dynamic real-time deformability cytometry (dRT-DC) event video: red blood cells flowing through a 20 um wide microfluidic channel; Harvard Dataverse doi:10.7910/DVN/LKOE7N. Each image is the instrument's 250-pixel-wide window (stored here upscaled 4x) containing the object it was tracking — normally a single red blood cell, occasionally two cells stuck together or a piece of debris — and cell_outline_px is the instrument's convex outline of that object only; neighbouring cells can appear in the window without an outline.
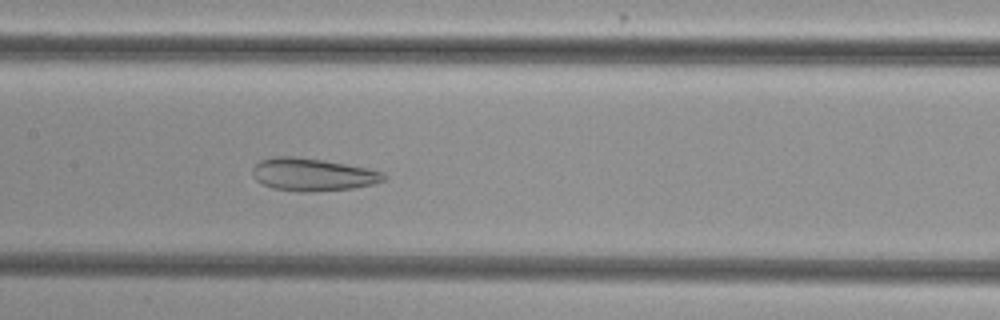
{"species": "common noctule bat (a hibernating species)", "species_latin": "Nyctalus noctula", "temperature_condition": "cold", "stored_images_in_passage": 51, "segment_of_instrument_passage": [1, 2], "camera_frame_rate_fps": 3000, "um_per_image_px": 0.085, "animal": {"sex": "female", "body_mass_g": 29.2, "forearm_length_mm": 56.3}, "frame": {"image": 1, "passage_image": 23, "time_ms": 7.333, "image_size_px": [1000, 320], "cell_outline_px": [[388, 176], [384, 180], [372, 184], [352, 188], [312, 192], [300, 192], [272, 188], [256, 180], [252, 176], [252, 168], [260, 160], [276, 156], [296, 156], [324, 160], [368, 168], [384, 172]], "centroid_in_image_um": [26.57, 14.83], "position_along_channel_um": 180.8, "area_um2": 25.14}}
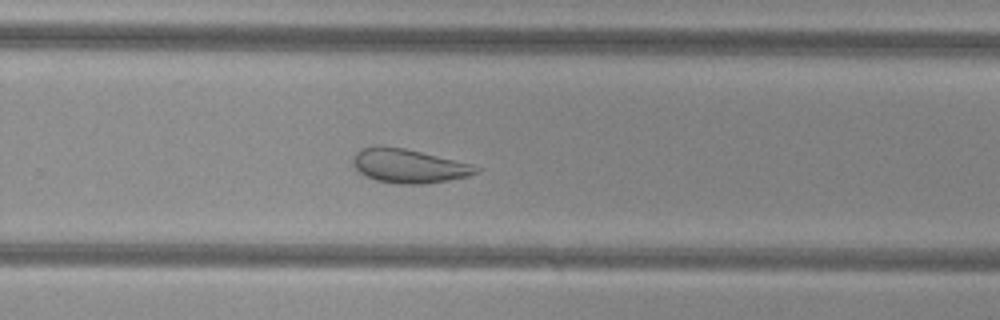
{"frame": {"image": 2, "passage_image": 32, "time_ms": 10.333, "image_size_px": [1000, 320], "cell_outline_px": [[480, 172], [468, 176], [448, 180], [424, 184], [400, 184], [376, 180], [360, 172], [352, 164], [352, 156], [360, 148], [376, 144], [380, 144], [404, 148], [472, 164], [480, 168]], "centroid_in_image_um": [34.71, 14.08], "position_along_channel_um": 295.1, "area_um2": 24.51}}
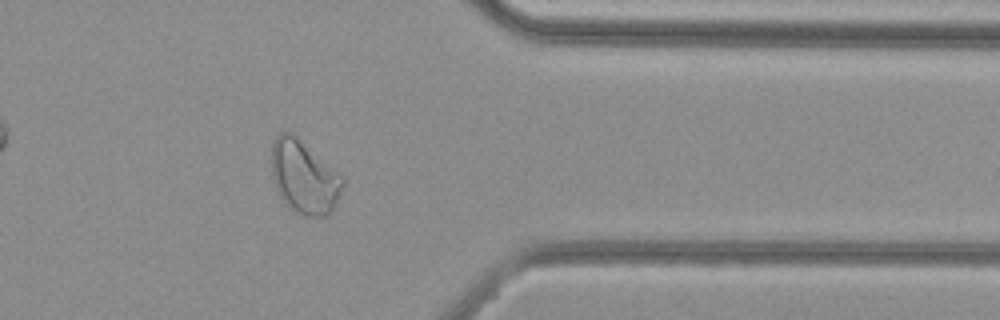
{"frame": {"image": 3, "passage_image": 40, "time_ms": 13.0, "image_size_px": [1000, 320], "cell_outline_px": [[344, 184], [332, 212], [324, 216], [304, 216], [288, 208], [284, 204], [276, 188], [272, 176], [272, 140], [280, 132], [292, 132], [340, 172], [344, 176]], "centroid_in_image_um": [25.86, 15.04], "position_along_channel_um": 385.5, "area_um2": 30.75}}